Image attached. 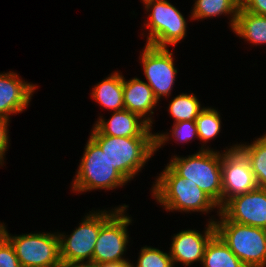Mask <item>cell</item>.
<instances>
[{
  "label": "cell",
  "mask_w": 266,
  "mask_h": 267,
  "mask_svg": "<svg viewBox=\"0 0 266 267\" xmlns=\"http://www.w3.org/2000/svg\"><path fill=\"white\" fill-rule=\"evenodd\" d=\"M91 96L106 109L121 111L125 109L123 100V75L113 72L92 88Z\"/></svg>",
  "instance_id": "obj_17"
},
{
  "label": "cell",
  "mask_w": 266,
  "mask_h": 267,
  "mask_svg": "<svg viewBox=\"0 0 266 267\" xmlns=\"http://www.w3.org/2000/svg\"><path fill=\"white\" fill-rule=\"evenodd\" d=\"M126 209L120 208L100 228L93 252L92 265L130 262L123 257L129 242L127 227L132 223L131 217L125 214Z\"/></svg>",
  "instance_id": "obj_9"
},
{
  "label": "cell",
  "mask_w": 266,
  "mask_h": 267,
  "mask_svg": "<svg viewBox=\"0 0 266 267\" xmlns=\"http://www.w3.org/2000/svg\"><path fill=\"white\" fill-rule=\"evenodd\" d=\"M73 182V192L113 190L128 181L114 168L105 152L89 137Z\"/></svg>",
  "instance_id": "obj_6"
},
{
  "label": "cell",
  "mask_w": 266,
  "mask_h": 267,
  "mask_svg": "<svg viewBox=\"0 0 266 267\" xmlns=\"http://www.w3.org/2000/svg\"><path fill=\"white\" fill-rule=\"evenodd\" d=\"M201 264L203 267H246L217 234L208 242Z\"/></svg>",
  "instance_id": "obj_20"
},
{
  "label": "cell",
  "mask_w": 266,
  "mask_h": 267,
  "mask_svg": "<svg viewBox=\"0 0 266 267\" xmlns=\"http://www.w3.org/2000/svg\"><path fill=\"white\" fill-rule=\"evenodd\" d=\"M231 30L252 45H264L266 44V15L254 14L240 7Z\"/></svg>",
  "instance_id": "obj_18"
},
{
  "label": "cell",
  "mask_w": 266,
  "mask_h": 267,
  "mask_svg": "<svg viewBox=\"0 0 266 267\" xmlns=\"http://www.w3.org/2000/svg\"><path fill=\"white\" fill-rule=\"evenodd\" d=\"M188 157L173 156L168 165L181 177L195 183L222 208V153L209 147ZM205 149H204V148Z\"/></svg>",
  "instance_id": "obj_3"
},
{
  "label": "cell",
  "mask_w": 266,
  "mask_h": 267,
  "mask_svg": "<svg viewBox=\"0 0 266 267\" xmlns=\"http://www.w3.org/2000/svg\"><path fill=\"white\" fill-rule=\"evenodd\" d=\"M248 158L258 188L266 189V134L250 144L236 145Z\"/></svg>",
  "instance_id": "obj_21"
},
{
  "label": "cell",
  "mask_w": 266,
  "mask_h": 267,
  "mask_svg": "<svg viewBox=\"0 0 266 267\" xmlns=\"http://www.w3.org/2000/svg\"><path fill=\"white\" fill-rule=\"evenodd\" d=\"M220 212L229 221L266 229V189L257 188L236 196Z\"/></svg>",
  "instance_id": "obj_12"
},
{
  "label": "cell",
  "mask_w": 266,
  "mask_h": 267,
  "mask_svg": "<svg viewBox=\"0 0 266 267\" xmlns=\"http://www.w3.org/2000/svg\"><path fill=\"white\" fill-rule=\"evenodd\" d=\"M36 85L27 83L12 71L0 73V117L22 113L28 107Z\"/></svg>",
  "instance_id": "obj_14"
},
{
  "label": "cell",
  "mask_w": 266,
  "mask_h": 267,
  "mask_svg": "<svg viewBox=\"0 0 266 267\" xmlns=\"http://www.w3.org/2000/svg\"><path fill=\"white\" fill-rule=\"evenodd\" d=\"M128 205L104 211H93L79 223L70 235L59 233L61 262L68 264H91L100 228L120 209ZM86 260V261H85Z\"/></svg>",
  "instance_id": "obj_5"
},
{
  "label": "cell",
  "mask_w": 266,
  "mask_h": 267,
  "mask_svg": "<svg viewBox=\"0 0 266 267\" xmlns=\"http://www.w3.org/2000/svg\"><path fill=\"white\" fill-rule=\"evenodd\" d=\"M172 134V135H171ZM171 134L169 133H155V140H156V150L158 151L159 148L163 144L166 143V141L169 140L170 136L175 138L178 142H188L191 139L199 138L198 132H197V126L195 121H180L173 124V128L171 130Z\"/></svg>",
  "instance_id": "obj_24"
},
{
  "label": "cell",
  "mask_w": 266,
  "mask_h": 267,
  "mask_svg": "<svg viewBox=\"0 0 266 267\" xmlns=\"http://www.w3.org/2000/svg\"><path fill=\"white\" fill-rule=\"evenodd\" d=\"M191 10V20L213 18L220 15H230V27L233 29L240 0H196Z\"/></svg>",
  "instance_id": "obj_19"
},
{
  "label": "cell",
  "mask_w": 266,
  "mask_h": 267,
  "mask_svg": "<svg viewBox=\"0 0 266 267\" xmlns=\"http://www.w3.org/2000/svg\"><path fill=\"white\" fill-rule=\"evenodd\" d=\"M240 7L258 15H266V0H240Z\"/></svg>",
  "instance_id": "obj_28"
},
{
  "label": "cell",
  "mask_w": 266,
  "mask_h": 267,
  "mask_svg": "<svg viewBox=\"0 0 266 267\" xmlns=\"http://www.w3.org/2000/svg\"><path fill=\"white\" fill-rule=\"evenodd\" d=\"M8 119L0 117V165L3 166L4 162V156L5 152L8 151V147L10 142L9 136H8V124H9Z\"/></svg>",
  "instance_id": "obj_27"
},
{
  "label": "cell",
  "mask_w": 266,
  "mask_h": 267,
  "mask_svg": "<svg viewBox=\"0 0 266 267\" xmlns=\"http://www.w3.org/2000/svg\"><path fill=\"white\" fill-rule=\"evenodd\" d=\"M220 112L214 108L204 107L195 119L198 137L206 142L214 139L221 131Z\"/></svg>",
  "instance_id": "obj_23"
},
{
  "label": "cell",
  "mask_w": 266,
  "mask_h": 267,
  "mask_svg": "<svg viewBox=\"0 0 266 267\" xmlns=\"http://www.w3.org/2000/svg\"><path fill=\"white\" fill-rule=\"evenodd\" d=\"M90 138L127 181L133 179L156 152L155 137L108 136L93 126Z\"/></svg>",
  "instance_id": "obj_2"
},
{
  "label": "cell",
  "mask_w": 266,
  "mask_h": 267,
  "mask_svg": "<svg viewBox=\"0 0 266 267\" xmlns=\"http://www.w3.org/2000/svg\"><path fill=\"white\" fill-rule=\"evenodd\" d=\"M136 266L132 267H175L169 253L160 249L144 246L141 248Z\"/></svg>",
  "instance_id": "obj_25"
},
{
  "label": "cell",
  "mask_w": 266,
  "mask_h": 267,
  "mask_svg": "<svg viewBox=\"0 0 266 267\" xmlns=\"http://www.w3.org/2000/svg\"><path fill=\"white\" fill-rule=\"evenodd\" d=\"M215 232L246 267H266V229L229 221L217 211Z\"/></svg>",
  "instance_id": "obj_4"
},
{
  "label": "cell",
  "mask_w": 266,
  "mask_h": 267,
  "mask_svg": "<svg viewBox=\"0 0 266 267\" xmlns=\"http://www.w3.org/2000/svg\"><path fill=\"white\" fill-rule=\"evenodd\" d=\"M123 100L126 110L137 114L152 127L150 115L154 114L153 109L159 102L146 82L137 77L126 81L123 76Z\"/></svg>",
  "instance_id": "obj_16"
},
{
  "label": "cell",
  "mask_w": 266,
  "mask_h": 267,
  "mask_svg": "<svg viewBox=\"0 0 266 267\" xmlns=\"http://www.w3.org/2000/svg\"><path fill=\"white\" fill-rule=\"evenodd\" d=\"M168 111L171 117L174 118V123L180 121H195L200 111L204 108L196 97V95L182 93L174 97L168 106Z\"/></svg>",
  "instance_id": "obj_22"
},
{
  "label": "cell",
  "mask_w": 266,
  "mask_h": 267,
  "mask_svg": "<svg viewBox=\"0 0 266 267\" xmlns=\"http://www.w3.org/2000/svg\"><path fill=\"white\" fill-rule=\"evenodd\" d=\"M110 119L99 116L94 126L103 134L114 137H155L152 127L129 110L112 112Z\"/></svg>",
  "instance_id": "obj_15"
},
{
  "label": "cell",
  "mask_w": 266,
  "mask_h": 267,
  "mask_svg": "<svg viewBox=\"0 0 266 267\" xmlns=\"http://www.w3.org/2000/svg\"><path fill=\"white\" fill-rule=\"evenodd\" d=\"M144 7L152 11L144 25L149 30L146 44L158 48H168L186 37L185 17L168 0H146Z\"/></svg>",
  "instance_id": "obj_7"
},
{
  "label": "cell",
  "mask_w": 266,
  "mask_h": 267,
  "mask_svg": "<svg viewBox=\"0 0 266 267\" xmlns=\"http://www.w3.org/2000/svg\"><path fill=\"white\" fill-rule=\"evenodd\" d=\"M152 186V197L167 211L211 212L218 205L195 183L179 176L168 164Z\"/></svg>",
  "instance_id": "obj_1"
},
{
  "label": "cell",
  "mask_w": 266,
  "mask_h": 267,
  "mask_svg": "<svg viewBox=\"0 0 266 267\" xmlns=\"http://www.w3.org/2000/svg\"><path fill=\"white\" fill-rule=\"evenodd\" d=\"M210 218L207 227H205L204 234L198 230H183L176 235L174 234L171 242L169 255L173 263H182L189 266L194 262H202L206 246L210 239L216 234L214 221L216 219Z\"/></svg>",
  "instance_id": "obj_13"
},
{
  "label": "cell",
  "mask_w": 266,
  "mask_h": 267,
  "mask_svg": "<svg viewBox=\"0 0 266 267\" xmlns=\"http://www.w3.org/2000/svg\"><path fill=\"white\" fill-rule=\"evenodd\" d=\"M0 222V232L14 247L21 267H58L61 264L58 232L12 236Z\"/></svg>",
  "instance_id": "obj_8"
},
{
  "label": "cell",
  "mask_w": 266,
  "mask_h": 267,
  "mask_svg": "<svg viewBox=\"0 0 266 267\" xmlns=\"http://www.w3.org/2000/svg\"><path fill=\"white\" fill-rule=\"evenodd\" d=\"M147 84L152 88L154 97H168L176 80L177 68L174 66L173 52L168 48L145 46L140 57Z\"/></svg>",
  "instance_id": "obj_11"
},
{
  "label": "cell",
  "mask_w": 266,
  "mask_h": 267,
  "mask_svg": "<svg viewBox=\"0 0 266 267\" xmlns=\"http://www.w3.org/2000/svg\"><path fill=\"white\" fill-rule=\"evenodd\" d=\"M222 152V207L232 198L258 188L246 155L234 144Z\"/></svg>",
  "instance_id": "obj_10"
},
{
  "label": "cell",
  "mask_w": 266,
  "mask_h": 267,
  "mask_svg": "<svg viewBox=\"0 0 266 267\" xmlns=\"http://www.w3.org/2000/svg\"><path fill=\"white\" fill-rule=\"evenodd\" d=\"M0 267H21L14 247L0 232Z\"/></svg>",
  "instance_id": "obj_26"
},
{
  "label": "cell",
  "mask_w": 266,
  "mask_h": 267,
  "mask_svg": "<svg viewBox=\"0 0 266 267\" xmlns=\"http://www.w3.org/2000/svg\"><path fill=\"white\" fill-rule=\"evenodd\" d=\"M58 267H92L91 264H68L61 262V264Z\"/></svg>",
  "instance_id": "obj_30"
},
{
  "label": "cell",
  "mask_w": 266,
  "mask_h": 267,
  "mask_svg": "<svg viewBox=\"0 0 266 267\" xmlns=\"http://www.w3.org/2000/svg\"><path fill=\"white\" fill-rule=\"evenodd\" d=\"M131 262H120V263H102L95 264L92 267H132Z\"/></svg>",
  "instance_id": "obj_29"
}]
</instances>
